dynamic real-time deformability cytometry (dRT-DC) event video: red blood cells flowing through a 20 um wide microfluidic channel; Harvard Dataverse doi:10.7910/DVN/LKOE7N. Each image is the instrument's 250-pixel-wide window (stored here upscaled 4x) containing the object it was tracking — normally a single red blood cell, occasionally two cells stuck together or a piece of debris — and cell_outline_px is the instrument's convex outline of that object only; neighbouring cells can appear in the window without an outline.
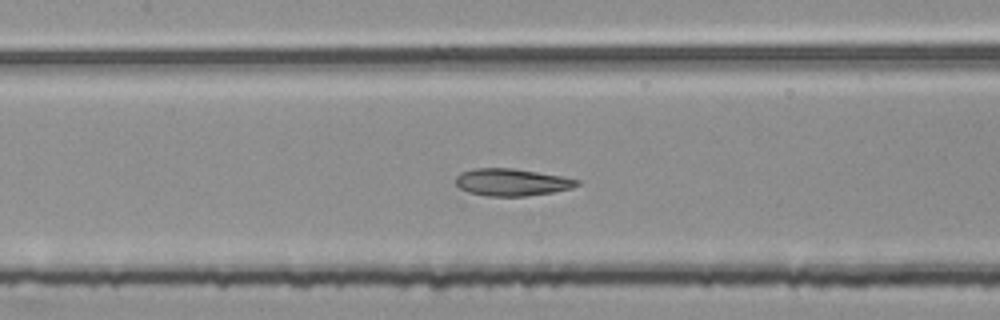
{"species": "common noctule bat (a hibernating species)", "species_latin": "Nyctalus noctula", "temperature_condition": "room temperature", "stored_images_in_passage": 39, "segment_of_instrument_passage": [2, 2], "camera_frame_rate_fps": 3000, "um_per_image_px": 0.085, "animal": {"sex": "female", "body_mass_g": 25.1}, "frame": {"image": 1, "passage_image": 12, "time_ms": 3.667, "image_size_px": [1000, 320], "cell_outline_px": [[580, 184], [572, 188], [552, 192], [524, 196], [484, 196], [468, 192], [460, 188], [456, 184], [456, 176], [460, 172], [476, 168], [512, 168], [560, 176], [580, 180]], "centroid_in_image_um": [43.47, 15.49], "position_along_channel_um": 163.9, "area_um2": 19.13}}
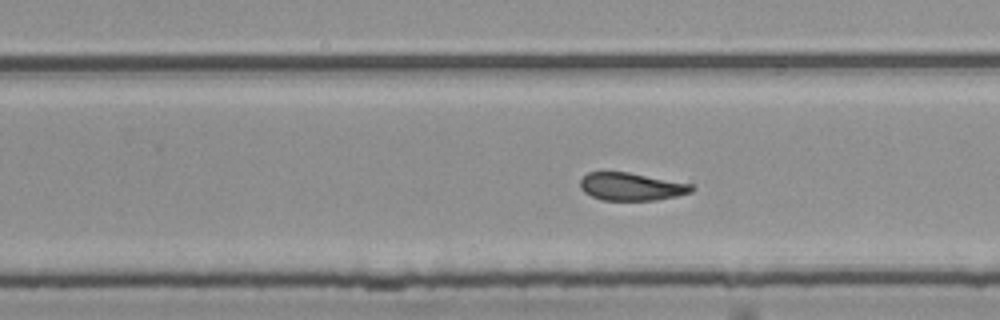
{"frame": {"image": 2, "passage_image": 21, "time_ms": 6.667, "image_size_px": [1000, 320], "cell_outline_px": [[696, 188], [692, 192], [676, 196], [656, 200], [600, 200], [584, 192], [580, 188], [580, 180], [588, 172], [628, 172], [692, 184]], "centroid_in_image_um": [53.67, 15.86], "position_along_channel_um": 276.1, "area_um2": 18.03}}
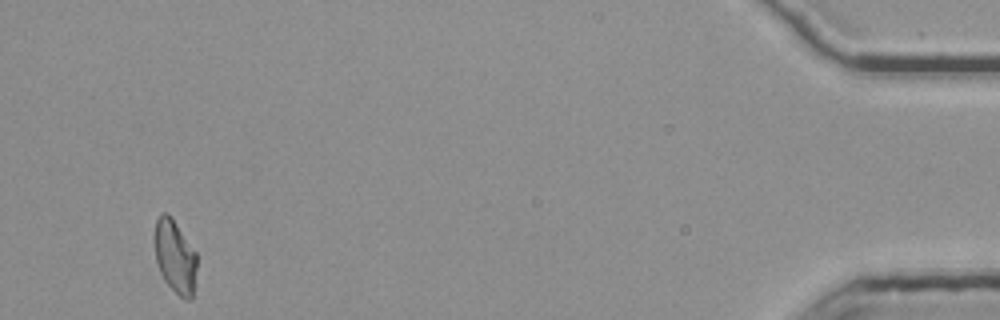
{"frame": {"image": 3, "passage_image": 39, "time_ms": 12.667, "image_size_px": [1000, 320], "cell_outline_px": [[196, 268], [192, 300], [184, 300], [164, 280], [156, 264], [152, 240], [152, 236], [156, 220], [160, 212], [168, 212], [172, 216], [196, 252]], "centroid_in_image_um": [14.82, 21.74], "position_along_channel_um": 420.4, "area_um2": 18.61}}